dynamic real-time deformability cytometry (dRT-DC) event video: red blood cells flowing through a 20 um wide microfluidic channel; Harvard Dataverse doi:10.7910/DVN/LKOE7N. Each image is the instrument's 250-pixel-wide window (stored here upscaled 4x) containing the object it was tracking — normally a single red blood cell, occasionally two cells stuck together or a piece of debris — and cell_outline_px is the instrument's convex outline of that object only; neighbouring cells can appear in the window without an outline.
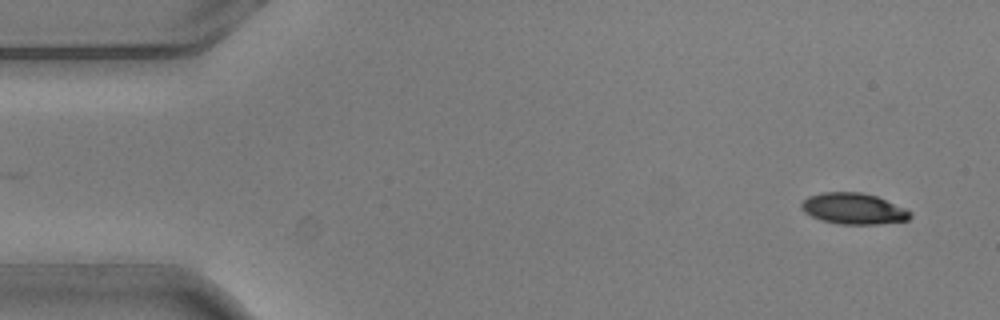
{"species": "common noctule bat (a hibernating species)", "species_latin": "Nyctalus noctula", "temperature_condition": "warm", "stored_images_in_passage": 5, "segment_of_instrument_passage": [2, 2], "camera_frame_rate_fps": 3000, "um_per_image_px": 0.085, "animal": {"sex": "male", "body_mass_g": 20.5, "forearm_length_mm": 52.5}, "frame": {"image": 1, "passage_image": 5, "time_ms": 1.333, "image_size_px": [1000, 320], "cell_outline_px": [[912, 216], [908, 220], [880, 224], [840, 224], [824, 220], [812, 216], [804, 212], [800, 208], [800, 204], [808, 196], [824, 192], [860, 192], [876, 196], [904, 208], [912, 212]], "centroid_in_image_um": [72.55, 17.73], "position_along_channel_um": 12.5, "area_um2": 19.59}}